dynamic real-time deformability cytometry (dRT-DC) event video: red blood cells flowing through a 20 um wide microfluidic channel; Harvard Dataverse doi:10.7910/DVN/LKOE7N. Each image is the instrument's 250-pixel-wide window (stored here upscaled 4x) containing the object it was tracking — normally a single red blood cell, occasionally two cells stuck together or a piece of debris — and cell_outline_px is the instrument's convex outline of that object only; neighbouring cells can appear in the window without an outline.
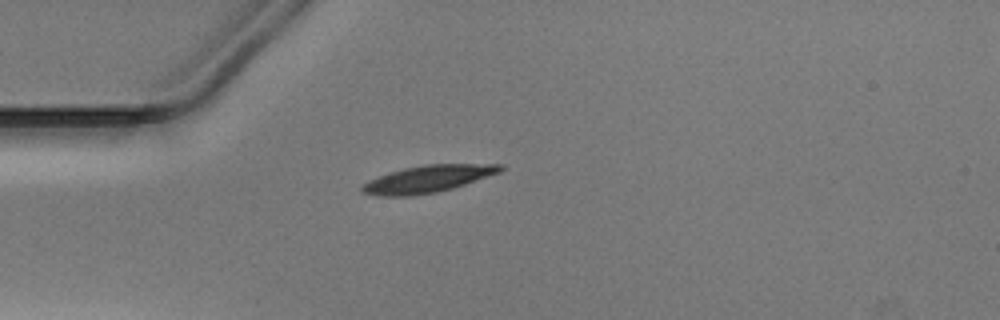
{"species": "Egyptian fruit bat (a non-hibernating species)", "species_latin": "Rousettus aegyptiacus", "temperature_condition": "warm", "stored_images_in_passage": 38, "camera_frame_rate_fps": 3000, "um_per_image_px": 0.085, "animal": {"sex": "male"}, "frame": {"image": 1, "passage_image": 1, "time_ms": 0.0, "image_size_px": [1000, 320], "cell_outline_px": [[504, 168], [500, 172], [452, 188], [436, 192], [412, 196], [376, 196], [360, 192], [360, 188], [368, 180], [404, 168], [424, 164], [504, 164]], "centroid_in_image_um": [36.34, 15.21], "position_along_channel_um": 48.7, "area_um2": 21.68}}
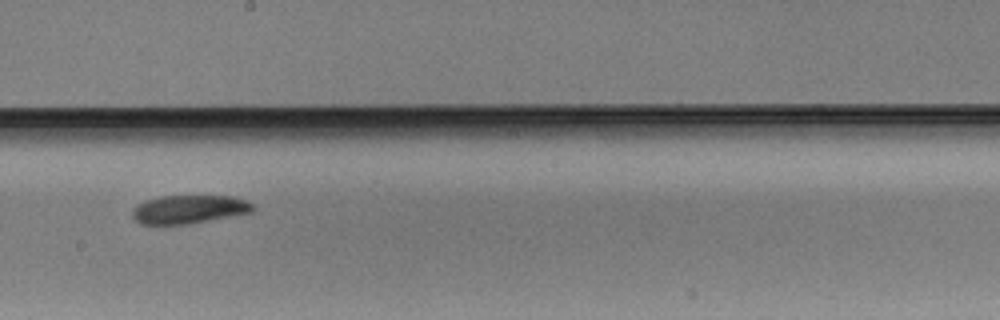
{"frame": {"image": 2, "passage_image": 16, "time_ms": 5.0, "image_size_px": [1000, 320], "cell_outline_px": [[256, 208], [252, 212], [192, 224], [140, 224], [132, 216], [132, 208], [136, 204], [144, 200], [160, 196], [236, 196], [248, 200], [256, 204]], "centroid_in_image_um": [16.11, 17.78], "position_along_channel_um": 232.1, "area_um2": 20.46}}
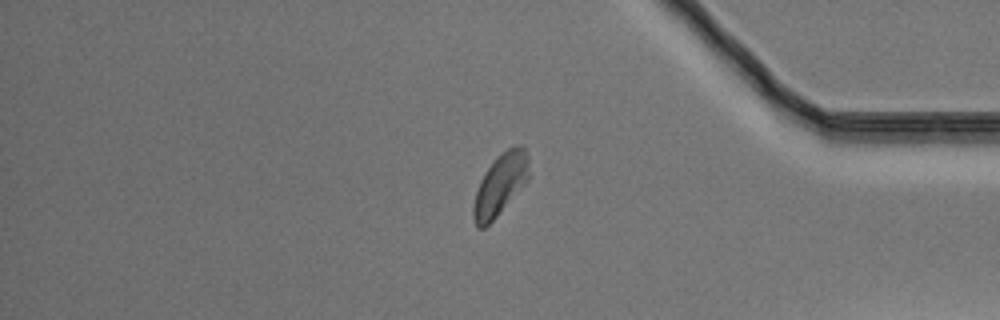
{"frame": {"image": 3, "passage_image": 30, "time_ms": 9.667, "image_size_px": [1000, 320], "cell_outline_px": [[528, 180], [496, 216], [484, 228], [476, 228], [472, 216], [472, 204], [480, 180], [484, 172], [496, 156], [508, 148], [516, 144], [524, 144], [528, 156]], "centroid_in_image_um": [42.5, 15.65], "position_along_channel_um": 392.7, "area_um2": 19.94}}